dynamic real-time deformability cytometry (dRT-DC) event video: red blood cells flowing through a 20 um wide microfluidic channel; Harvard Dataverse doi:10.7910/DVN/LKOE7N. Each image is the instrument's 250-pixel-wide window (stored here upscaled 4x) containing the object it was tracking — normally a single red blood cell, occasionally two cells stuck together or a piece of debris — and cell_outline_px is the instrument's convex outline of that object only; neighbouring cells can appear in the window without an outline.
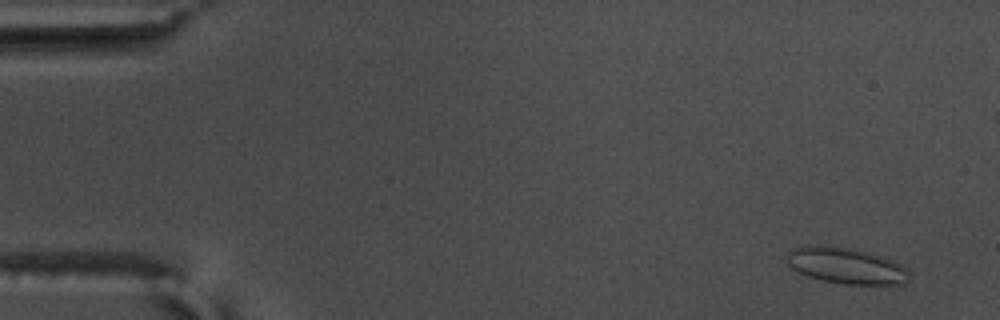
{"species": "common noctule bat (a hibernating species)", "species_latin": "Nyctalus noctula", "temperature_condition": "warm", "stored_images_in_passage": 57, "camera_frame_rate_fps": 3000, "um_per_image_px": 0.085, "animal": {"sex": "male", "body_mass_g": 17.5, "forearm_length_mm": 52.3}, "frame": {"image": 1, "passage_image": 4, "time_ms": 1.0, "image_size_px": [1000, 320], "cell_outline_px": [[908, 280], [904, 284], [844, 284], [824, 280], [808, 276], [796, 272], [788, 264], [788, 252], [792, 248], [844, 248], [864, 252], [880, 256], [892, 260], [900, 264], [908, 272]], "centroid_in_image_um": [71.95, 22.64], "position_along_channel_um": 13.0, "area_um2": 24.51}}
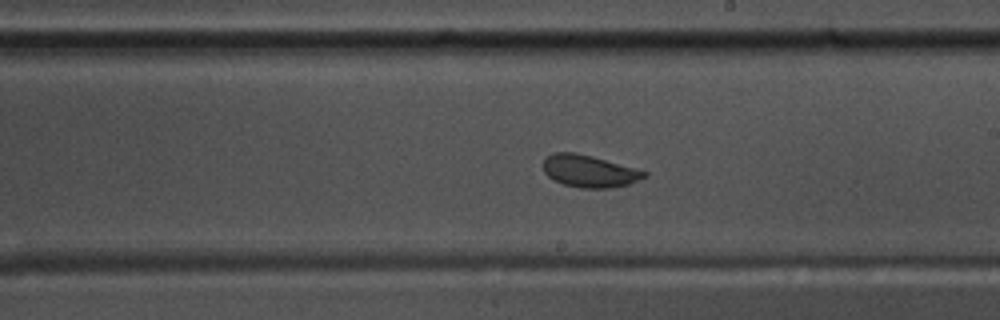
{"frame": {"image": 2, "passage_image": 33, "time_ms": 10.667, "image_size_px": [1000, 320], "cell_outline_px": [[648, 176], [640, 180], [628, 184], [612, 188], [580, 188], [564, 184], [548, 176], [544, 172], [544, 156], [552, 152], [572, 152], [592, 156], [648, 172]], "centroid_in_image_um": [50.09, 14.54], "position_along_channel_um": 238.9, "area_um2": 18.9}}
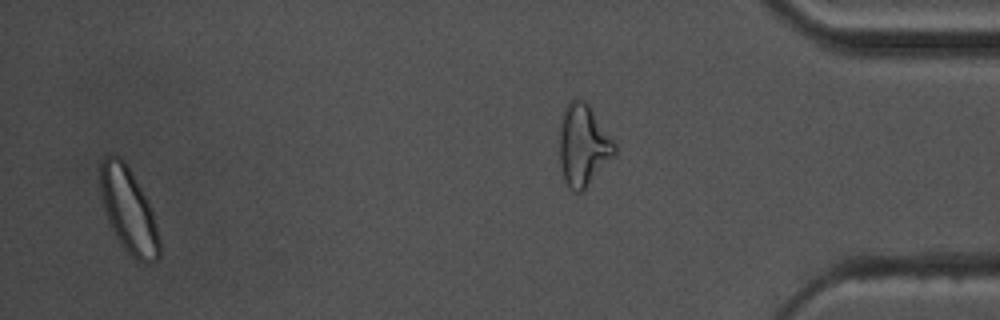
{"frame": {"image": 3, "passage_image": 55, "time_ms": 18.0, "image_size_px": [1000, 320], "cell_outline_px": [[160, 260], [148, 264], [144, 264], [136, 260], [120, 244], [104, 212], [100, 192], [100, 160], [108, 152], [120, 156], [124, 160], [152, 208], [160, 240]], "centroid_in_image_um": [10.92, 17.88], "position_along_channel_um": 424.3, "area_um2": 29.71}, "authors_computed_cell_mechanics": {"area_um2": 20.1722, "velocity_mm_per_s": 3.6776, "shape_relaxation_time_tau1_ms": 4.2684, "shape_relaxation_time_tau2_ms": null, "deformation_change_tau1": 0.0905, "deformation_change_tau2": null}}